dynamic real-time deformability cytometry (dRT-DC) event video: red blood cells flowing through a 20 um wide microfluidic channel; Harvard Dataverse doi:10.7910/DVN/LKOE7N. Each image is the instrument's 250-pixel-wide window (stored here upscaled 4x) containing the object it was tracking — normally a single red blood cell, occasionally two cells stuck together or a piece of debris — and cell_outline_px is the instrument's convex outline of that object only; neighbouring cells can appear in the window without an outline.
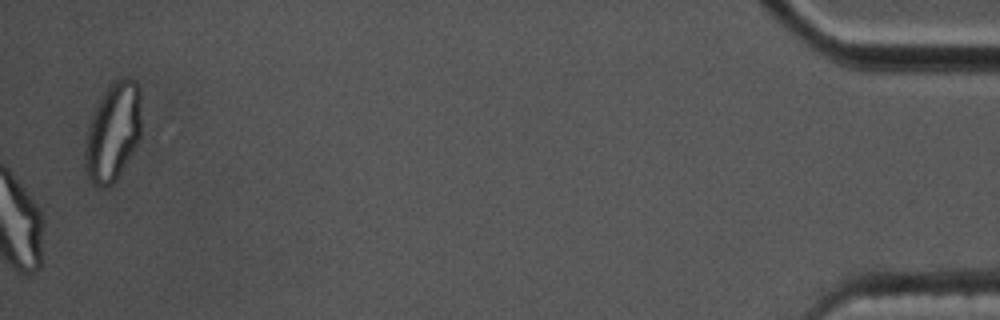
{"species": "common noctule bat (a hibernating species)", "species_latin": "Nyctalus noctula", "temperature_condition": "cold", "stored_images_in_passage": 57, "camera_frame_rate_fps": 3000, "um_per_image_px": 0.085, "animal": {"sex": "male", "body_mass_g": 17.5, "forearm_length_mm": 52.3}, "frame": {"image": 1, "passage_image": 57, "time_ms": 18.667, "image_size_px": [1000, 320], "cell_outline_px": [[140, 136], [136, 144], [116, 180], [112, 184], [104, 188], [100, 188], [88, 176], [84, 164], [84, 152], [88, 132], [92, 116], [104, 92], [116, 80], [136, 80], [140, 88]], "centroid_in_image_um": [9.61, 11.25], "position_along_channel_um": 425.6, "area_um2": 31.44}, "authors_computed_cell_mechanics": {"area_um2": 21.4438, "velocity_mm_per_s": 3.5038, "shape_relaxation_time_tau1_ms": 5.2308, "shape_relaxation_time_tau2_ms": 3.7543, "deformation_change_tau1": 0.1603, "deformation_change_tau2": 0.1074}}